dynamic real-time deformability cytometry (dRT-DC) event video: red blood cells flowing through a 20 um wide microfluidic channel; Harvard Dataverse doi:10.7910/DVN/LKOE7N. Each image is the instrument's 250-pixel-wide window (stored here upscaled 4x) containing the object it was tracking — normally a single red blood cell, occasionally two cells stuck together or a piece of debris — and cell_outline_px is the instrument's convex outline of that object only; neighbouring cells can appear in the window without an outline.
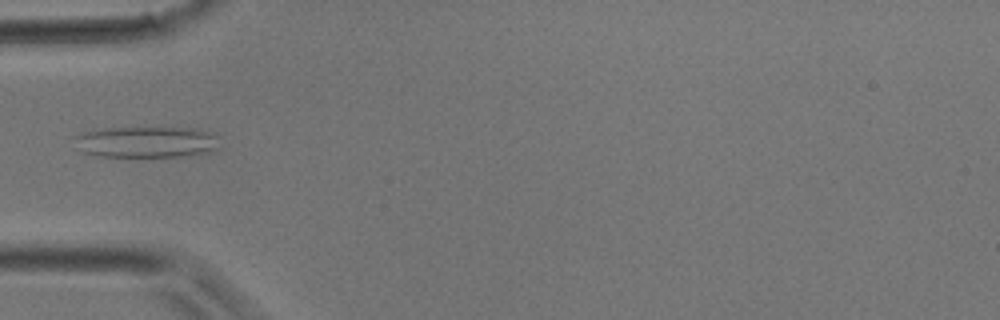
{"species": "common noctule bat (a hibernating species)", "species_latin": "Nyctalus noctula", "temperature_condition": "room temperature", "stored_images_in_passage": 33, "camera_frame_rate_fps": 3000, "um_per_image_px": 0.085, "animal": {"sex": "male", "body_mass_g": 17.9}, "frame": {"image": 1, "passage_image": 6, "time_ms": 1.667, "image_size_px": [1000, 320], "cell_outline_px": [[220, 148], [208, 152], [184, 156], [92, 156], [80, 152], [72, 148], [72, 136], [84, 132], [100, 128], [196, 128], [216, 136]], "centroid_in_image_um": [12.29, 12.08], "position_along_channel_um": 72.7, "area_um2": 26.82}}
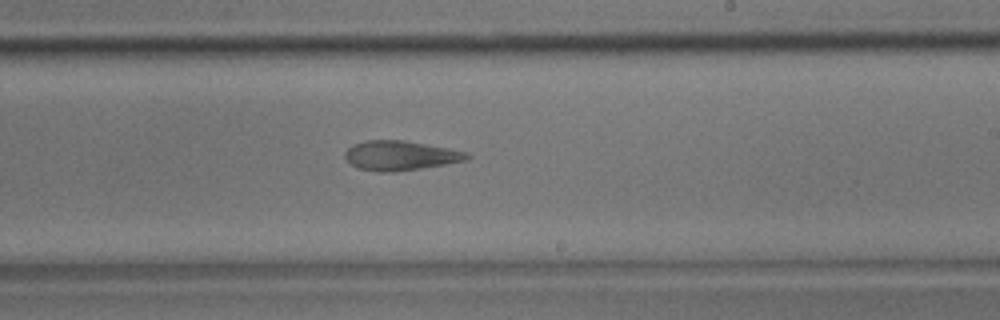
{"frame": {"image": 2, "passage_image": 17, "time_ms": 5.333, "image_size_px": [1000, 320], "cell_outline_px": [[472, 156], [468, 160], [420, 168], [392, 172], [376, 172], [356, 168], [344, 156], [344, 152], [352, 144], [368, 140], [404, 140], [448, 148], [468, 152]], "centroid_in_image_um": [34.02, 13.22], "position_along_channel_um": 255.0, "area_um2": 21.04}}
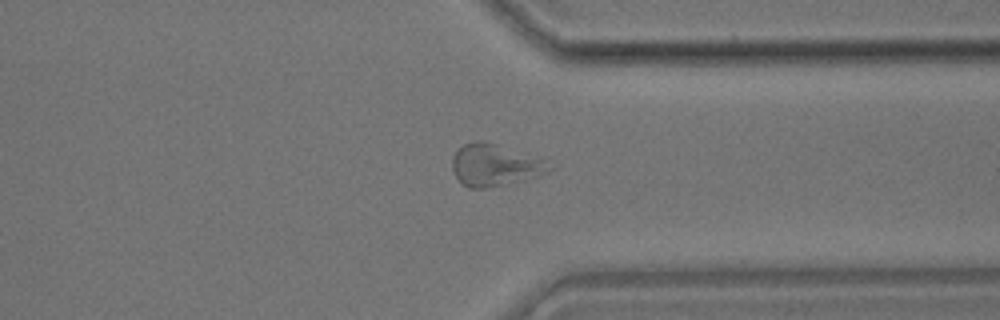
{"frame": {"image": 3, "passage_image": 24, "time_ms": 7.667, "image_size_px": [1000, 320], "cell_outline_px": [[556, 168], [548, 172], [536, 176], [488, 188], [468, 188], [456, 176], [452, 168], [452, 156], [464, 144], [476, 140], [484, 140], [556, 164]], "centroid_in_image_um": [42.07, 14.03], "position_along_channel_um": 369.3, "area_um2": 23.47}}